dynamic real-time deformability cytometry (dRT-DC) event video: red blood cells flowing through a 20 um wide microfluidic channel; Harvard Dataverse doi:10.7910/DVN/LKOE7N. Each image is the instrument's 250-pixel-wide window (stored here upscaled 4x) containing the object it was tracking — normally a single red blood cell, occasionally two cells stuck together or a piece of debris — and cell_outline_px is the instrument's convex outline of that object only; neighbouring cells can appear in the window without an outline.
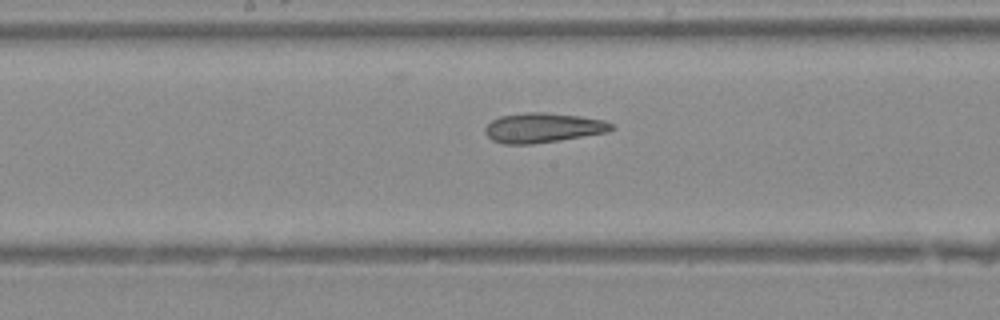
{"species": "Egyptian fruit bat (a non-hibernating species)", "species_latin": "Rousettus aegyptiacus", "temperature_condition": "warm", "stored_images_in_passage": 24, "camera_frame_rate_fps": 3000, "um_per_image_px": 0.085, "animal": {"sex": "female"}, "frame": {"image": 1, "passage_image": 17, "time_ms": 5.333, "image_size_px": [1000, 320], "cell_outline_px": [[616, 128], [608, 132], [560, 140], [532, 144], [504, 144], [492, 140], [484, 132], [484, 128], [492, 120], [500, 116], [524, 112], [544, 112], [580, 116], [604, 120], [612, 124]], "centroid_in_image_um": [46.15, 10.86], "position_along_channel_um": 202.0, "area_um2": 21.96}}